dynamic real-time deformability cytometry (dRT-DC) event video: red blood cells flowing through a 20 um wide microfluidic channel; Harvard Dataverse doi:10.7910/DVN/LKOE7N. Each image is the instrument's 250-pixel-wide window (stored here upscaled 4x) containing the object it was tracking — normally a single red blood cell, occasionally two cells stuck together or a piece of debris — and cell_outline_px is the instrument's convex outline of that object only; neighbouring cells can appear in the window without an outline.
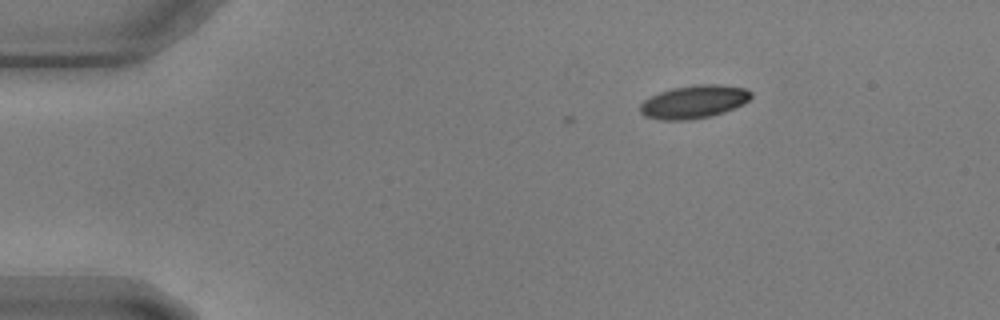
{"species": "common noctule bat (a hibernating species)", "species_latin": "Nyctalus noctula", "temperature_condition": "warm", "stored_images_in_passage": 4, "camera_frame_rate_fps": 3000, "um_per_image_px": 0.085, "animal": {"sex": "male", "body_mass_g": 17.9, "forearm_length_mm": 54.2}, "frame": {"image": 1, "passage_image": 1, "time_ms": 0.0, "image_size_px": [1000, 320], "cell_outline_px": [[752, 96], [744, 104], [724, 112], [712, 116], [692, 120], [660, 120], [644, 116], [640, 112], [640, 104], [644, 100], [660, 92], [672, 88], [696, 84], [716, 84], [748, 88], [752, 92]], "centroid_in_image_um": [59.01, 8.66], "position_along_channel_um": 26.0, "area_um2": 21.62}}